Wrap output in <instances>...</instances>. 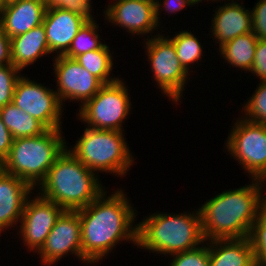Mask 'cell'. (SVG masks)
I'll return each mask as SVG.
<instances>
[{
	"label": "cell",
	"instance_id": "obj_1",
	"mask_svg": "<svg viewBox=\"0 0 266 266\" xmlns=\"http://www.w3.org/2000/svg\"><path fill=\"white\" fill-rule=\"evenodd\" d=\"M104 190L86 207L77 210L81 222L82 262L97 264L122 241L137 246V210L126 192ZM135 209V210H134Z\"/></svg>",
	"mask_w": 266,
	"mask_h": 266
},
{
	"label": "cell",
	"instance_id": "obj_2",
	"mask_svg": "<svg viewBox=\"0 0 266 266\" xmlns=\"http://www.w3.org/2000/svg\"><path fill=\"white\" fill-rule=\"evenodd\" d=\"M265 185L262 180L252 179L250 184L223 191L198 207L204 240L249 237L264 208Z\"/></svg>",
	"mask_w": 266,
	"mask_h": 266
},
{
	"label": "cell",
	"instance_id": "obj_3",
	"mask_svg": "<svg viewBox=\"0 0 266 266\" xmlns=\"http://www.w3.org/2000/svg\"><path fill=\"white\" fill-rule=\"evenodd\" d=\"M99 176L65 148L37 187L38 194L64 210L77 211L106 189Z\"/></svg>",
	"mask_w": 266,
	"mask_h": 266
},
{
	"label": "cell",
	"instance_id": "obj_4",
	"mask_svg": "<svg viewBox=\"0 0 266 266\" xmlns=\"http://www.w3.org/2000/svg\"><path fill=\"white\" fill-rule=\"evenodd\" d=\"M137 224V248L150 253L170 257L205 242L199 209L179 214L154 212Z\"/></svg>",
	"mask_w": 266,
	"mask_h": 266
},
{
	"label": "cell",
	"instance_id": "obj_5",
	"mask_svg": "<svg viewBox=\"0 0 266 266\" xmlns=\"http://www.w3.org/2000/svg\"><path fill=\"white\" fill-rule=\"evenodd\" d=\"M64 138L62 129H47L35 137L14 139L8 156L2 162V171L36 189L65 150L68 143Z\"/></svg>",
	"mask_w": 266,
	"mask_h": 266
},
{
	"label": "cell",
	"instance_id": "obj_6",
	"mask_svg": "<svg viewBox=\"0 0 266 266\" xmlns=\"http://www.w3.org/2000/svg\"><path fill=\"white\" fill-rule=\"evenodd\" d=\"M124 136L123 131L86 127L74 147L66 148L97 175L105 172L125 177L135 158Z\"/></svg>",
	"mask_w": 266,
	"mask_h": 266
},
{
	"label": "cell",
	"instance_id": "obj_7",
	"mask_svg": "<svg viewBox=\"0 0 266 266\" xmlns=\"http://www.w3.org/2000/svg\"><path fill=\"white\" fill-rule=\"evenodd\" d=\"M104 84L97 94L78 109L77 119L85 126L99 129L124 131L122 124L130 116L131 97L124 80Z\"/></svg>",
	"mask_w": 266,
	"mask_h": 266
},
{
	"label": "cell",
	"instance_id": "obj_8",
	"mask_svg": "<svg viewBox=\"0 0 266 266\" xmlns=\"http://www.w3.org/2000/svg\"><path fill=\"white\" fill-rule=\"evenodd\" d=\"M157 33L152 38L145 39L143 47L148 56L147 61L149 60L153 73V81L161 89L162 95H166L172 103L175 102L174 104L177 105V102H181L190 74L177 58L173 43L159 31Z\"/></svg>",
	"mask_w": 266,
	"mask_h": 266
},
{
	"label": "cell",
	"instance_id": "obj_9",
	"mask_svg": "<svg viewBox=\"0 0 266 266\" xmlns=\"http://www.w3.org/2000/svg\"><path fill=\"white\" fill-rule=\"evenodd\" d=\"M234 122L224 148L251 180L266 181V125L249 122L243 117Z\"/></svg>",
	"mask_w": 266,
	"mask_h": 266
},
{
	"label": "cell",
	"instance_id": "obj_10",
	"mask_svg": "<svg viewBox=\"0 0 266 266\" xmlns=\"http://www.w3.org/2000/svg\"><path fill=\"white\" fill-rule=\"evenodd\" d=\"M12 104L36 118L47 129L62 128L64 106L56 91L45 84L21 75L15 86Z\"/></svg>",
	"mask_w": 266,
	"mask_h": 266
},
{
	"label": "cell",
	"instance_id": "obj_11",
	"mask_svg": "<svg viewBox=\"0 0 266 266\" xmlns=\"http://www.w3.org/2000/svg\"><path fill=\"white\" fill-rule=\"evenodd\" d=\"M53 70L56 78V93L64 106V102L80 101L81 108L88 100L93 98L104 85L94 77L76 60L64 55L54 56Z\"/></svg>",
	"mask_w": 266,
	"mask_h": 266
},
{
	"label": "cell",
	"instance_id": "obj_12",
	"mask_svg": "<svg viewBox=\"0 0 266 266\" xmlns=\"http://www.w3.org/2000/svg\"><path fill=\"white\" fill-rule=\"evenodd\" d=\"M64 211L62 207L41 195L26 200L17 235H21L27 251L37 253L44 245L47 236Z\"/></svg>",
	"mask_w": 266,
	"mask_h": 266
},
{
	"label": "cell",
	"instance_id": "obj_13",
	"mask_svg": "<svg viewBox=\"0 0 266 266\" xmlns=\"http://www.w3.org/2000/svg\"><path fill=\"white\" fill-rule=\"evenodd\" d=\"M42 265H55L73 254L82 261L81 222L78 211L64 210L56 220L44 245L37 252Z\"/></svg>",
	"mask_w": 266,
	"mask_h": 266
},
{
	"label": "cell",
	"instance_id": "obj_14",
	"mask_svg": "<svg viewBox=\"0 0 266 266\" xmlns=\"http://www.w3.org/2000/svg\"><path fill=\"white\" fill-rule=\"evenodd\" d=\"M108 4L103 12L104 20L126 30L125 33L129 32L133 37L140 35L143 38L145 35L149 39L153 37L154 30L163 27H159L155 19V0H114Z\"/></svg>",
	"mask_w": 266,
	"mask_h": 266
},
{
	"label": "cell",
	"instance_id": "obj_15",
	"mask_svg": "<svg viewBox=\"0 0 266 266\" xmlns=\"http://www.w3.org/2000/svg\"><path fill=\"white\" fill-rule=\"evenodd\" d=\"M92 15L78 8L47 6L43 26L50 53L64 55L81 27Z\"/></svg>",
	"mask_w": 266,
	"mask_h": 266
},
{
	"label": "cell",
	"instance_id": "obj_16",
	"mask_svg": "<svg viewBox=\"0 0 266 266\" xmlns=\"http://www.w3.org/2000/svg\"><path fill=\"white\" fill-rule=\"evenodd\" d=\"M225 2L226 0L222 6L216 7L214 18L210 21L209 35L219 44L217 49L235 37L252 32L251 9L245 8L241 2Z\"/></svg>",
	"mask_w": 266,
	"mask_h": 266
},
{
	"label": "cell",
	"instance_id": "obj_17",
	"mask_svg": "<svg viewBox=\"0 0 266 266\" xmlns=\"http://www.w3.org/2000/svg\"><path fill=\"white\" fill-rule=\"evenodd\" d=\"M33 190L20 178L0 172V233L18 226L26 200L32 197Z\"/></svg>",
	"mask_w": 266,
	"mask_h": 266
},
{
	"label": "cell",
	"instance_id": "obj_18",
	"mask_svg": "<svg viewBox=\"0 0 266 266\" xmlns=\"http://www.w3.org/2000/svg\"><path fill=\"white\" fill-rule=\"evenodd\" d=\"M46 0H18L5 5L0 12V29L9 37L26 33L43 23Z\"/></svg>",
	"mask_w": 266,
	"mask_h": 266
},
{
	"label": "cell",
	"instance_id": "obj_19",
	"mask_svg": "<svg viewBox=\"0 0 266 266\" xmlns=\"http://www.w3.org/2000/svg\"><path fill=\"white\" fill-rule=\"evenodd\" d=\"M10 42L11 63L21 71L34 64L37 59L43 58L44 55L51 54L43 24L10 38Z\"/></svg>",
	"mask_w": 266,
	"mask_h": 266
},
{
	"label": "cell",
	"instance_id": "obj_20",
	"mask_svg": "<svg viewBox=\"0 0 266 266\" xmlns=\"http://www.w3.org/2000/svg\"><path fill=\"white\" fill-rule=\"evenodd\" d=\"M209 266H255L249 237L239 239H216L208 241Z\"/></svg>",
	"mask_w": 266,
	"mask_h": 266
},
{
	"label": "cell",
	"instance_id": "obj_21",
	"mask_svg": "<svg viewBox=\"0 0 266 266\" xmlns=\"http://www.w3.org/2000/svg\"><path fill=\"white\" fill-rule=\"evenodd\" d=\"M258 38L253 32L242 34L222 45L218 51L230 66L250 72Z\"/></svg>",
	"mask_w": 266,
	"mask_h": 266
},
{
	"label": "cell",
	"instance_id": "obj_22",
	"mask_svg": "<svg viewBox=\"0 0 266 266\" xmlns=\"http://www.w3.org/2000/svg\"><path fill=\"white\" fill-rule=\"evenodd\" d=\"M0 117L14 139L35 137L47 130L36 118L12 103L0 108Z\"/></svg>",
	"mask_w": 266,
	"mask_h": 266
},
{
	"label": "cell",
	"instance_id": "obj_23",
	"mask_svg": "<svg viewBox=\"0 0 266 266\" xmlns=\"http://www.w3.org/2000/svg\"><path fill=\"white\" fill-rule=\"evenodd\" d=\"M110 47L104 44L100 49L80 54L74 58L83 68L94 77L98 78L103 84L117 81L119 76H111L114 52H110Z\"/></svg>",
	"mask_w": 266,
	"mask_h": 266
},
{
	"label": "cell",
	"instance_id": "obj_24",
	"mask_svg": "<svg viewBox=\"0 0 266 266\" xmlns=\"http://www.w3.org/2000/svg\"><path fill=\"white\" fill-rule=\"evenodd\" d=\"M175 33L172 38L169 35L167 38L173 43L181 65L190 74L193 72L192 70L190 71L191 64H194V62L199 64L198 62L202 60L204 47L191 31L182 30L179 33Z\"/></svg>",
	"mask_w": 266,
	"mask_h": 266
},
{
	"label": "cell",
	"instance_id": "obj_25",
	"mask_svg": "<svg viewBox=\"0 0 266 266\" xmlns=\"http://www.w3.org/2000/svg\"><path fill=\"white\" fill-rule=\"evenodd\" d=\"M95 17H91L78 31L71 46L64 56L74 59L76 56L100 49L105 43H103L99 36V25L94 20Z\"/></svg>",
	"mask_w": 266,
	"mask_h": 266
},
{
	"label": "cell",
	"instance_id": "obj_26",
	"mask_svg": "<svg viewBox=\"0 0 266 266\" xmlns=\"http://www.w3.org/2000/svg\"><path fill=\"white\" fill-rule=\"evenodd\" d=\"M256 87L242 107V117L249 122L266 125V81H260Z\"/></svg>",
	"mask_w": 266,
	"mask_h": 266
},
{
	"label": "cell",
	"instance_id": "obj_27",
	"mask_svg": "<svg viewBox=\"0 0 266 266\" xmlns=\"http://www.w3.org/2000/svg\"><path fill=\"white\" fill-rule=\"evenodd\" d=\"M249 239L258 265L266 266V212L263 210L253 223Z\"/></svg>",
	"mask_w": 266,
	"mask_h": 266
},
{
	"label": "cell",
	"instance_id": "obj_28",
	"mask_svg": "<svg viewBox=\"0 0 266 266\" xmlns=\"http://www.w3.org/2000/svg\"><path fill=\"white\" fill-rule=\"evenodd\" d=\"M194 249L171 255L169 266H209L210 254L208 241ZM207 245V246H206Z\"/></svg>",
	"mask_w": 266,
	"mask_h": 266
},
{
	"label": "cell",
	"instance_id": "obj_29",
	"mask_svg": "<svg viewBox=\"0 0 266 266\" xmlns=\"http://www.w3.org/2000/svg\"><path fill=\"white\" fill-rule=\"evenodd\" d=\"M13 65L0 66V108L12 103L15 86L23 73Z\"/></svg>",
	"mask_w": 266,
	"mask_h": 266
},
{
	"label": "cell",
	"instance_id": "obj_30",
	"mask_svg": "<svg viewBox=\"0 0 266 266\" xmlns=\"http://www.w3.org/2000/svg\"><path fill=\"white\" fill-rule=\"evenodd\" d=\"M251 9L252 32L258 39H266V0H258Z\"/></svg>",
	"mask_w": 266,
	"mask_h": 266
},
{
	"label": "cell",
	"instance_id": "obj_31",
	"mask_svg": "<svg viewBox=\"0 0 266 266\" xmlns=\"http://www.w3.org/2000/svg\"><path fill=\"white\" fill-rule=\"evenodd\" d=\"M188 6L190 7L195 6L192 3V0H163L162 2L161 0H155V19H156L157 25L160 27V23H161L160 13L162 11H165V14L167 12L170 15L173 13L175 15L177 14V12L183 10L184 8Z\"/></svg>",
	"mask_w": 266,
	"mask_h": 266
},
{
	"label": "cell",
	"instance_id": "obj_32",
	"mask_svg": "<svg viewBox=\"0 0 266 266\" xmlns=\"http://www.w3.org/2000/svg\"><path fill=\"white\" fill-rule=\"evenodd\" d=\"M260 81H266V39H258L253 66L250 70Z\"/></svg>",
	"mask_w": 266,
	"mask_h": 266
},
{
	"label": "cell",
	"instance_id": "obj_33",
	"mask_svg": "<svg viewBox=\"0 0 266 266\" xmlns=\"http://www.w3.org/2000/svg\"><path fill=\"white\" fill-rule=\"evenodd\" d=\"M48 6H56L59 8H78L89 12L94 16L92 12L91 0H46Z\"/></svg>",
	"mask_w": 266,
	"mask_h": 266
},
{
	"label": "cell",
	"instance_id": "obj_34",
	"mask_svg": "<svg viewBox=\"0 0 266 266\" xmlns=\"http://www.w3.org/2000/svg\"><path fill=\"white\" fill-rule=\"evenodd\" d=\"M13 140L14 138L12 137L11 132L0 117V160L2 162L8 156Z\"/></svg>",
	"mask_w": 266,
	"mask_h": 266
},
{
	"label": "cell",
	"instance_id": "obj_35",
	"mask_svg": "<svg viewBox=\"0 0 266 266\" xmlns=\"http://www.w3.org/2000/svg\"><path fill=\"white\" fill-rule=\"evenodd\" d=\"M12 65L10 38L0 29V66Z\"/></svg>",
	"mask_w": 266,
	"mask_h": 266
},
{
	"label": "cell",
	"instance_id": "obj_36",
	"mask_svg": "<svg viewBox=\"0 0 266 266\" xmlns=\"http://www.w3.org/2000/svg\"><path fill=\"white\" fill-rule=\"evenodd\" d=\"M202 1H203V0H192V3L195 5V4H198V3H200V2L202 3ZM204 1H206V0H204ZM210 1H212V2H213V1H214V2H215V1H216V2L220 1V2H221V1H224V0H210Z\"/></svg>",
	"mask_w": 266,
	"mask_h": 266
},
{
	"label": "cell",
	"instance_id": "obj_37",
	"mask_svg": "<svg viewBox=\"0 0 266 266\" xmlns=\"http://www.w3.org/2000/svg\"><path fill=\"white\" fill-rule=\"evenodd\" d=\"M4 5H8L13 2H17L18 0H2Z\"/></svg>",
	"mask_w": 266,
	"mask_h": 266
},
{
	"label": "cell",
	"instance_id": "obj_38",
	"mask_svg": "<svg viewBox=\"0 0 266 266\" xmlns=\"http://www.w3.org/2000/svg\"><path fill=\"white\" fill-rule=\"evenodd\" d=\"M264 183L266 184V181H264ZM264 208L263 210L266 212V193L264 194Z\"/></svg>",
	"mask_w": 266,
	"mask_h": 266
},
{
	"label": "cell",
	"instance_id": "obj_39",
	"mask_svg": "<svg viewBox=\"0 0 266 266\" xmlns=\"http://www.w3.org/2000/svg\"><path fill=\"white\" fill-rule=\"evenodd\" d=\"M4 4H3V1L2 0H0V12L2 11V9L4 8Z\"/></svg>",
	"mask_w": 266,
	"mask_h": 266
},
{
	"label": "cell",
	"instance_id": "obj_40",
	"mask_svg": "<svg viewBox=\"0 0 266 266\" xmlns=\"http://www.w3.org/2000/svg\"><path fill=\"white\" fill-rule=\"evenodd\" d=\"M2 171V161L0 160V172Z\"/></svg>",
	"mask_w": 266,
	"mask_h": 266
}]
</instances>
